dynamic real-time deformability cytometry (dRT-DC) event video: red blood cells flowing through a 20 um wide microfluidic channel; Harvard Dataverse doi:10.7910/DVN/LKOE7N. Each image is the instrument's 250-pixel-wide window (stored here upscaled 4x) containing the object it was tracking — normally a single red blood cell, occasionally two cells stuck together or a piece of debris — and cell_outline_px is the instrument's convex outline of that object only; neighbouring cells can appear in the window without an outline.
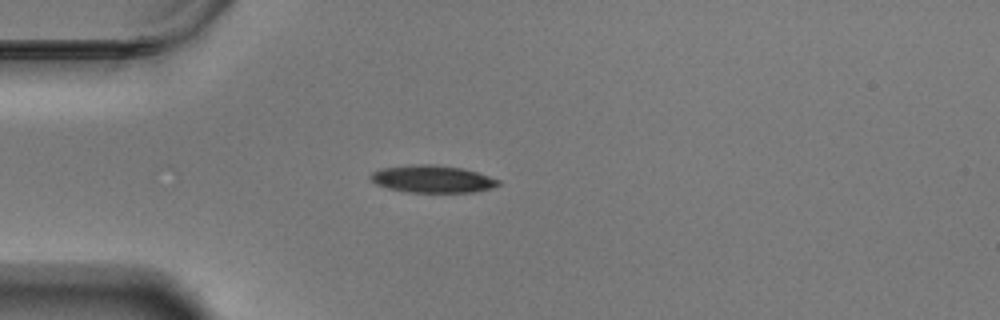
{"species": "Egyptian fruit bat (a non-hibernating species)", "species_latin": "Rousettus aegyptiacus", "temperature_condition": "warm", "stored_images_in_passage": 43, "camera_frame_rate_fps": 3000, "um_per_image_px": 0.085, "animal": {"sex": "male"}, "frame": {"image": 1, "passage_image": 1, "time_ms": 0.0, "image_size_px": [1000, 320], "cell_outline_px": [[500, 184], [492, 188], [472, 192], [408, 192], [388, 188], [376, 184], [368, 176], [372, 172], [380, 168], [412, 164], [432, 164], [460, 168], [476, 172], [500, 180]], "centroid_in_image_um": [36.72, 15.21], "position_along_channel_um": 48.3, "area_um2": 20.29}}
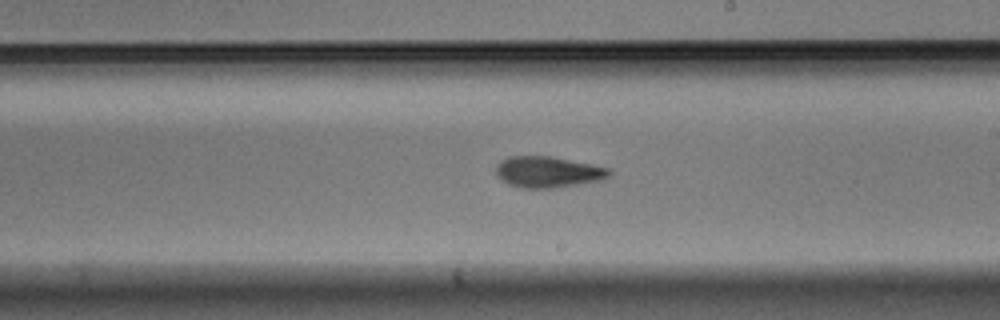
{"frame": {"image": 2, "passage_image": 19, "time_ms": 6.0, "image_size_px": [1000, 320], "cell_outline_px": [[612, 176], [604, 180], [552, 188], [524, 188], [508, 184], [496, 176], [496, 164], [500, 160], [508, 156], [552, 156], [608, 168], [612, 172]], "centroid_in_image_um": [46.57, 14.62], "position_along_channel_um": 242.4, "area_um2": 20.69}}
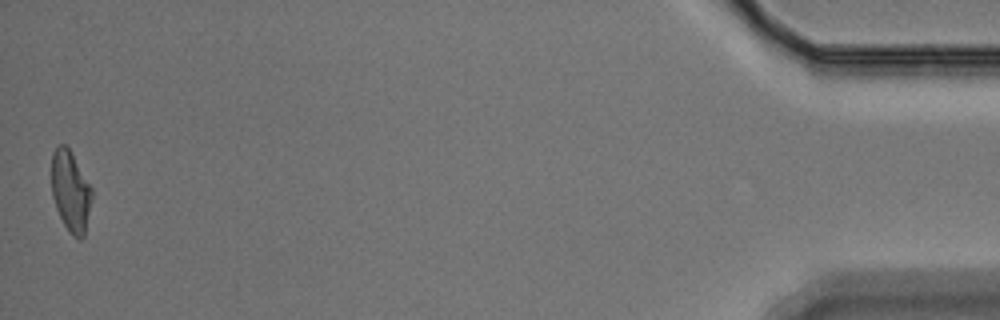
{"frame": {"image": 3, "passage_image": 43, "time_ms": 14.0, "image_size_px": [1000, 320], "cell_outline_px": [[92, 196], [84, 236], [80, 240], [72, 236], [68, 232], [56, 208], [52, 196], [52, 152], [60, 144], [64, 144], [68, 148], [92, 188]], "centroid_in_image_um": [5.99, 16.29], "position_along_channel_um": 429.2, "area_um2": 18.73}, "authors_computed_cell_mechanics": {"area_um2": 20.1144, "velocity_mm_per_s": 3.4743, "shape_relaxation_time_tau1_ms": null, "shape_relaxation_time_tau2_ms": 4.2677, "deformation_change_tau1": null, "deformation_change_tau2": 0.1247}}